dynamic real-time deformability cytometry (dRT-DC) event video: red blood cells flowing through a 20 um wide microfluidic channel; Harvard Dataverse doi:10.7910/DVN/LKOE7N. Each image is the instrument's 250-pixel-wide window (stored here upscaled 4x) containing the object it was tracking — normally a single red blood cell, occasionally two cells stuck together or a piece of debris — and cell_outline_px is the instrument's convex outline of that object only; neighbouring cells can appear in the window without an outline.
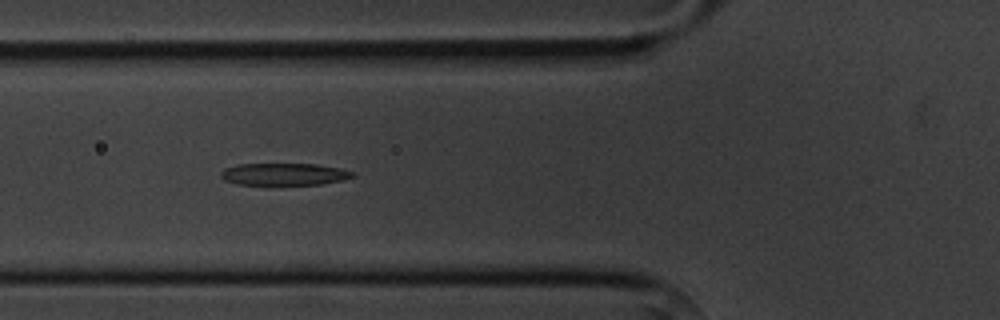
{"species": "common noctule bat (a hibernating species)", "species_latin": "Nyctalus noctula", "temperature_condition": "cold", "stored_images_in_passage": 5, "camera_frame_rate_fps": 3000, "um_per_image_px": 0.085, "animal": {"sex": "male", "body_mass_g": 20.1, "forearm_length_mm": 53.5}, "frame": {"image": 1, "passage_image": 5, "time_ms": 4.667, "image_size_px": [1000, 320], "cell_outline_px": [[356, 176], [344, 180], [320, 184], [236, 184], [224, 180], [220, 176], [220, 172], [224, 168], [236, 164], [316, 164], [340, 168], [356, 172]], "centroid_in_image_um": [24.17, 14.8], "position_along_channel_um": 101.6, "area_um2": 17.05}}